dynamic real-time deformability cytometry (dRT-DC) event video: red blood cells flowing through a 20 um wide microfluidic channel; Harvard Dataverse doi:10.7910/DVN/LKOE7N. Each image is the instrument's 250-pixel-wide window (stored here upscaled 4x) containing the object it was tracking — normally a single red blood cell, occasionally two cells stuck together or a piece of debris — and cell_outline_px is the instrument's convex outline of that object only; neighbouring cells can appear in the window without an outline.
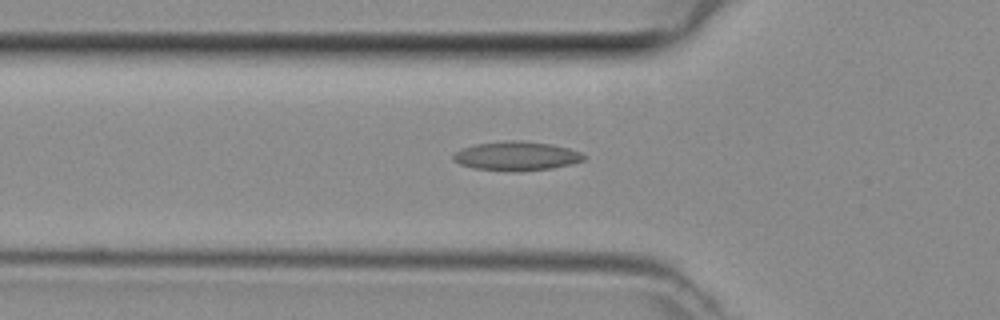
{"species": "common noctule bat (a hibernating species)", "species_latin": "Nyctalus noctula", "temperature_condition": "room temperature", "stored_images_in_passage": 39, "camera_frame_rate_fps": 3000, "um_per_image_px": 0.085, "animal": {"sex": "female", "body_mass_g": 29.2, "forearm_length_mm": 56.3}, "frame": {"image": 1, "passage_image": 8, "time_ms": 2.333, "image_size_px": [1000, 320], "cell_outline_px": [[584, 160], [572, 164], [552, 168], [472, 168], [460, 164], [452, 160], [452, 156], [460, 148], [476, 144], [512, 140], [516, 140], [548, 144], [568, 148], [580, 152], [584, 156]], "centroid_in_image_um": [43.87, 13.21], "position_along_channel_um": 81.9, "area_um2": 20.87}}
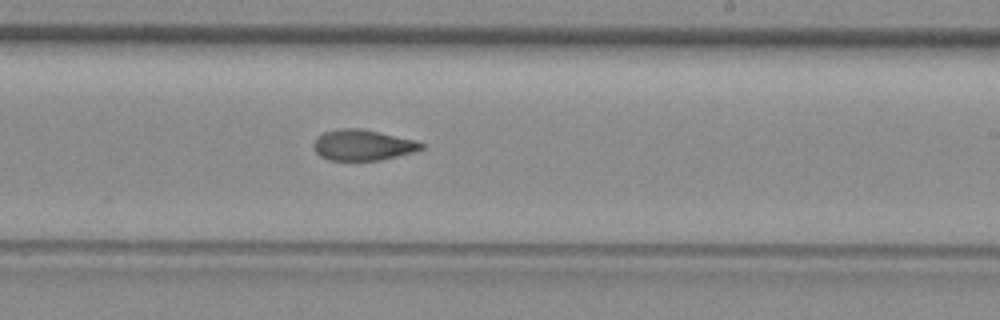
{"frame": {"image": 2, "passage_image": 20, "time_ms": 6.333, "image_size_px": [1000, 320], "cell_outline_px": [[424, 148], [412, 152], [380, 160], [328, 160], [320, 156], [316, 152], [316, 136], [324, 132], [340, 128], [360, 128], [416, 140], [424, 144]], "centroid_in_image_um": [30.84, 12.32], "position_along_channel_um": 258.2, "area_um2": 19.07}}
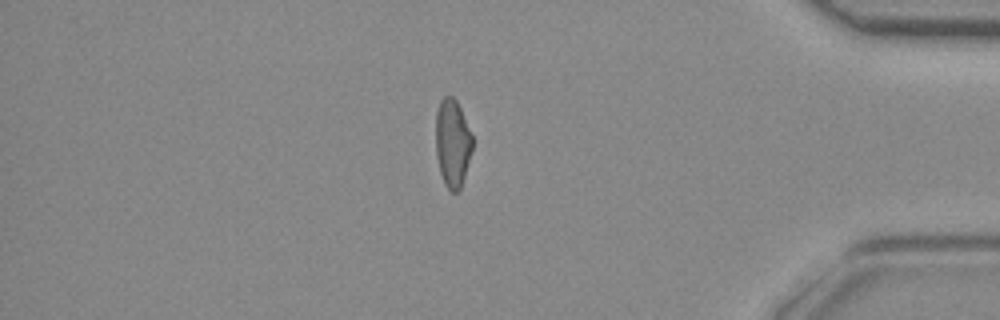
{"frame": {"image": 3, "passage_image": 32, "time_ms": 10.333, "image_size_px": [1000, 320], "cell_outline_px": [[472, 148], [464, 176], [460, 188], [456, 192], [452, 192], [444, 184], [440, 172], [436, 152], [436, 112], [440, 100], [444, 96], [452, 96], [456, 100], [460, 108], [472, 136]], "centroid_in_image_um": [38.44, 12.14], "position_along_channel_um": 396.8, "area_um2": 18.5}}